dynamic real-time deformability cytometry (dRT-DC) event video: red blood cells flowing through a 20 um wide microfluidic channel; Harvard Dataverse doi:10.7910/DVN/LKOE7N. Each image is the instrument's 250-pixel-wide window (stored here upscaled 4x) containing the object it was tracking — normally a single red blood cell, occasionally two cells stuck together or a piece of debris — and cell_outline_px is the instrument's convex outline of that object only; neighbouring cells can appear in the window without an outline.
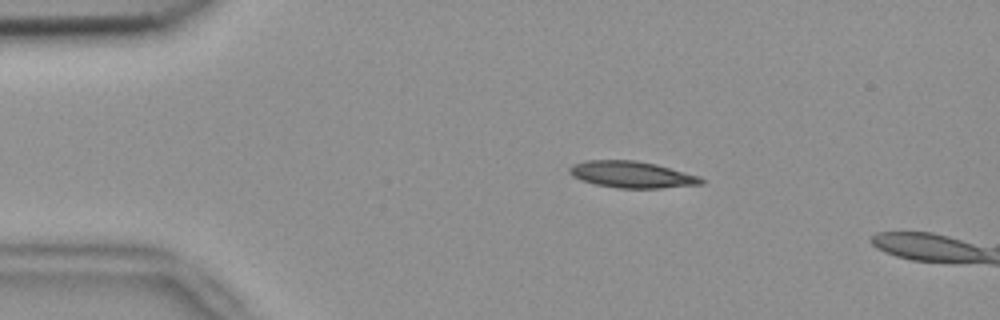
{"species": "common noctule bat (a hibernating species)", "species_latin": "Nyctalus noctula", "temperature_condition": "room temperature", "stored_images_in_passage": 49, "camera_frame_rate_fps": 3000, "um_per_image_px": 0.085, "animal": {"sex": "female", "body_mass_g": 18.4}, "frame": {"image": 1, "passage_image": 8, "time_ms": 2.333, "image_size_px": [1000, 320], "cell_outline_px": [[704, 184], [660, 188], [620, 188], [596, 184], [580, 180], [572, 176], [568, 172], [568, 168], [572, 164], [588, 160], [636, 160], [656, 164], [700, 176], [704, 180]], "centroid_in_image_um": [53.69, 14.83], "position_along_channel_um": 31.3, "area_um2": 20.46}}
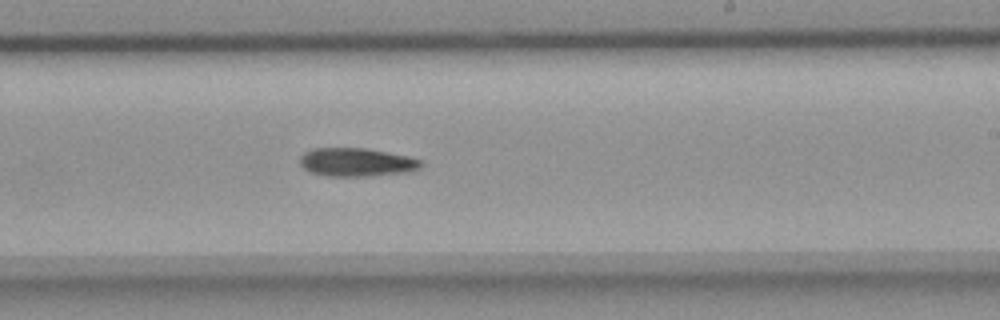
{"frame": {"image": 2, "passage_image": 30, "time_ms": 9.667, "image_size_px": [1000, 320], "cell_outline_px": [[424, 164], [420, 168], [404, 172], [368, 176], [328, 176], [312, 172], [304, 168], [300, 164], [300, 156], [304, 152], [312, 148], [364, 148], [388, 152], [408, 156], [420, 160]], "centroid_in_image_um": [30.29, 13.78], "position_along_channel_um": 258.7, "area_um2": 19.94}}
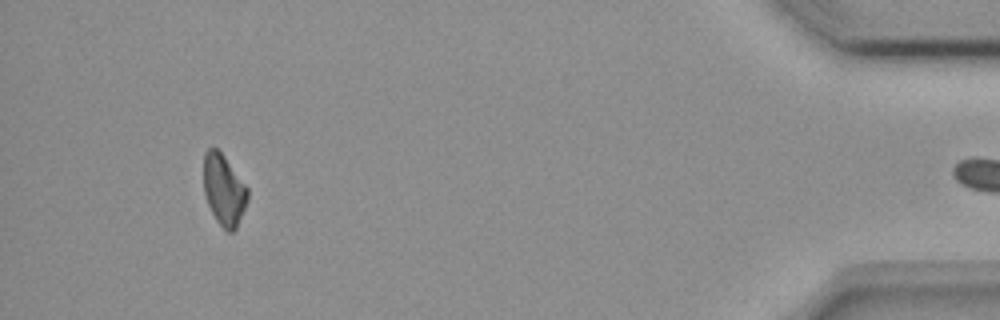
{"frame": {"image": 3, "passage_image": 48, "time_ms": 15.667, "image_size_px": [1000, 320], "cell_outline_px": [[248, 200], [236, 228], [232, 232], [228, 232], [216, 220], [208, 204], [204, 192], [204, 152], [208, 148], [216, 148], [224, 156], [248, 188]], "centroid_in_image_um": [19.03, 16.14], "position_along_channel_um": 416.2, "area_um2": 17.98}}